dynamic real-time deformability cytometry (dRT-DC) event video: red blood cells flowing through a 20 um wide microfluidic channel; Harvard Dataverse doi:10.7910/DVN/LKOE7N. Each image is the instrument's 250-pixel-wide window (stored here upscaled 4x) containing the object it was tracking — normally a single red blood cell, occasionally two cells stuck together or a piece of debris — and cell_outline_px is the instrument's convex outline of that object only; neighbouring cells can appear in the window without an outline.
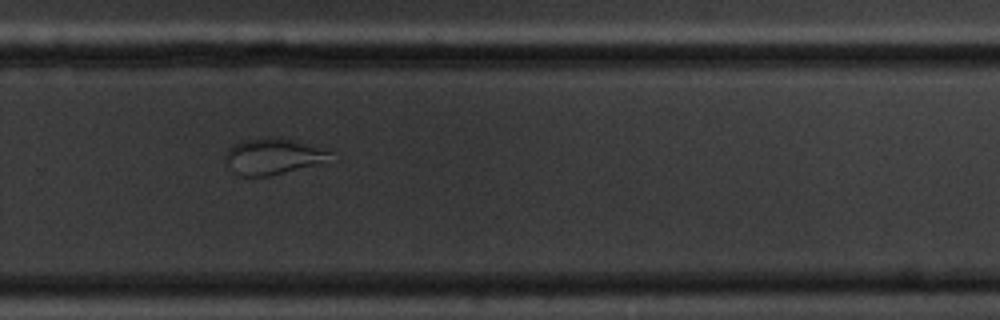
{"species": "common noctule bat (a hibernating species)", "species_latin": "Nyctalus noctula", "temperature_condition": "cold", "stored_images_in_passage": 15, "camera_frame_rate_fps": 3000, "um_per_image_px": 0.085, "animal": {"sex": "male", "body_mass_g": 20.1, "forearm_length_mm": 53.5}, "frame": {"image": 1, "passage_image": 11, "time_ms": 12.333, "image_size_px": [1000, 320], "cell_outline_px": [[332, 152], [320, 164], [268, 176], [240, 176], [236, 172], [224, 156], [228, 148], [236, 144], [248, 140], [268, 136], [280, 136], [296, 140]], "centroid_in_image_um": [23.21, 13.27], "position_along_channel_um": 306.6, "area_um2": 21.62}}
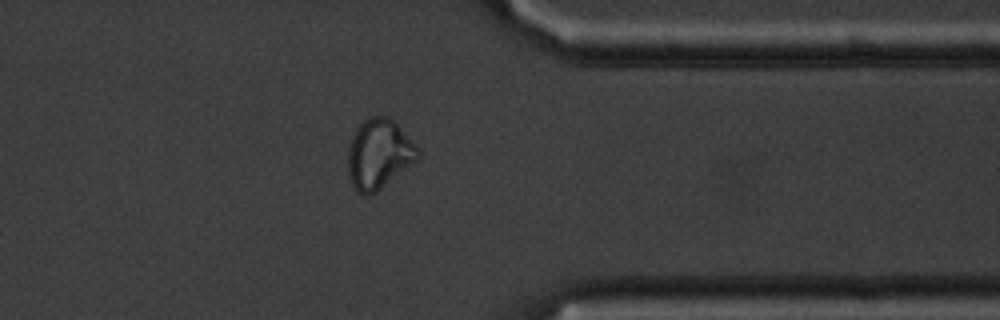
{"frame": {"image": 2, "passage_image": 13, "time_ms": 14.667, "image_size_px": [1000, 320], "cell_outline_px": [[420, 160], [376, 192], [368, 196], [356, 192], [352, 184], [348, 172], [348, 148], [352, 136], [356, 128], [368, 116], [388, 116], [420, 148]], "centroid_in_image_um": [32.23, 13.11], "position_along_channel_um": 379.2, "area_um2": 28.78}}